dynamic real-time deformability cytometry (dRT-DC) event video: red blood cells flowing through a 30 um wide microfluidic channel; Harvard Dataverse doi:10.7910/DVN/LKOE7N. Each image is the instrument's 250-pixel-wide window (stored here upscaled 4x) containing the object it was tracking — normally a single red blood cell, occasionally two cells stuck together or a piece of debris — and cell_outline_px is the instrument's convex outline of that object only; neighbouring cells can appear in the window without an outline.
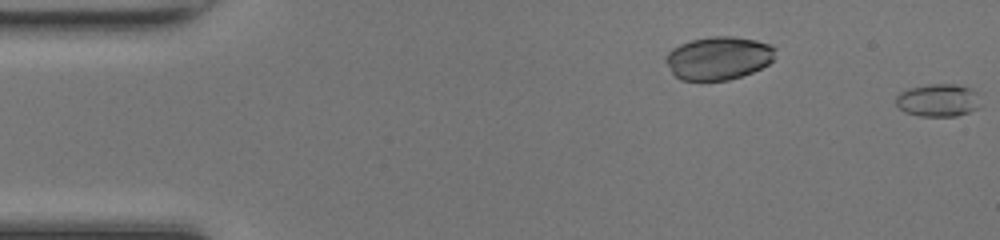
{"species": "common noctule bat (a hibernating species)", "species_latin": "Nyctalus noctula", "temperature_condition": "room temperature", "stored_images_in_passage": 8, "segment_of_instrument_passage": [2, 2], "camera_frame_rate_fps": 3000, "um_per_image_px": 0.085, "animal": {"sex": "female", "body_mass_g": 17.0, "forearm_length_mm": 48.0}, "frame": {"image": 1, "passage_image": 8, "time_ms": 2.333, "image_size_px": [1000, 240], "cell_outline_px": [[980, 108], [956, 116], [920, 116], [904, 112], [896, 104], [896, 96], [900, 92], [908, 88], [928, 84], [956, 84], [972, 88], [976, 92]], "centroid_in_image_um": [79.73, 8.51], "position_along_channel_um": 5.3, "area_um2": 16.24}}